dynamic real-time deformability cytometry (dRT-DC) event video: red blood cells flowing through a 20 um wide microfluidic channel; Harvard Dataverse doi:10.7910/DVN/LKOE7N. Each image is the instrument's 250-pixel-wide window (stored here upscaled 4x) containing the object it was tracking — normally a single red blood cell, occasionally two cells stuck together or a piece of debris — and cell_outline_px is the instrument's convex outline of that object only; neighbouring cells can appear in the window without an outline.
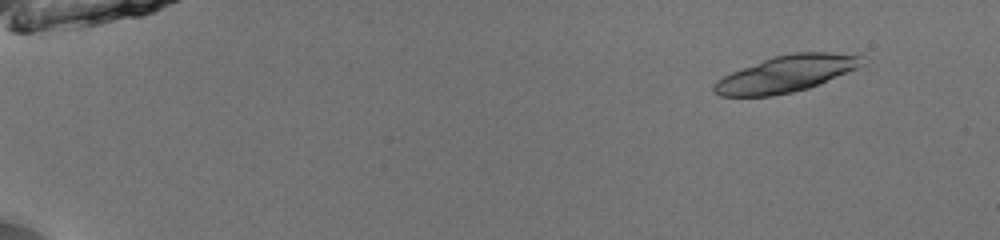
{"species": "common noctule bat (a hibernating species)", "species_latin": "Nyctalus noctula", "temperature_condition": "room temperature", "stored_images_in_passage": 38, "camera_frame_rate_fps": 3000, "um_per_image_px": 0.085, "animal": {"sex": "male", "body_mass_g": 13.0, "forearm_length_mm": 53.1}, "frame": {"image": 1, "passage_image": 1, "time_ms": 0.0, "image_size_px": [1000, 240], "cell_outline_px": [[864, 64], [856, 68], [808, 88], [792, 92], [772, 96], [720, 96], [712, 92], [712, 84], [716, 80], [732, 72], [764, 60], [776, 56], [792, 52], [832, 52], [860, 56]], "centroid_in_image_um": [66.76, 6.29], "position_along_channel_um": 18.2, "area_um2": 30.98}}